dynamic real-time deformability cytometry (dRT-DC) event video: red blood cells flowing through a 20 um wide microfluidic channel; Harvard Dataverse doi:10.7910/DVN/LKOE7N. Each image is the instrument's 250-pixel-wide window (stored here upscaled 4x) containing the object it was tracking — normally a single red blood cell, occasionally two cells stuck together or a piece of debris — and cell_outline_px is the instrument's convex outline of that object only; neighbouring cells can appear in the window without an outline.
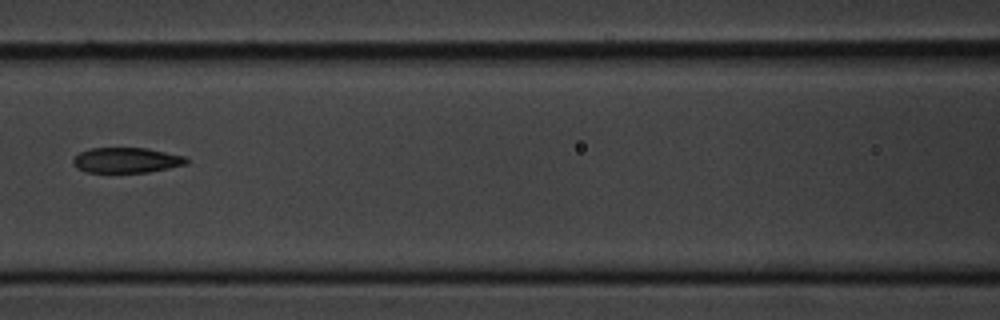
{"species": "common noctule bat (a hibernating species)", "species_latin": "Nyctalus noctula", "temperature_condition": "cold", "stored_images_in_passage": 9, "camera_frame_rate_fps": 3000, "um_per_image_px": 0.085, "animal": {"sex": "male", "body_mass_g": 20.1, "forearm_length_mm": 53.5}, "frame": {"image": 1, "passage_image": 6, "time_ms": 6.0, "image_size_px": [1000, 320], "cell_outline_px": [[188, 164], [148, 172], [84, 172], [76, 168], [72, 164], [72, 160], [80, 152], [88, 148], [148, 148], [184, 156], [188, 160]], "centroid_in_image_um": [10.72, 13.61], "position_along_channel_um": 155.9, "area_um2": 16.76}}
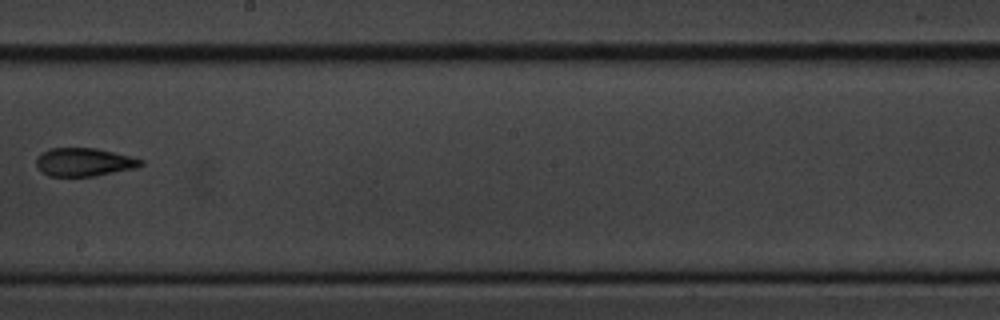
{"frame": {"image": 2, "passage_image": 8, "time_ms": 8.333, "image_size_px": [1000, 320], "cell_outline_px": [[144, 164], [136, 168], [92, 176], [48, 176], [40, 172], [36, 164], [36, 156], [40, 152], [48, 148], [96, 148], [144, 160]], "centroid_in_image_um": [7.08, 13.77], "position_along_channel_um": 241.1, "area_um2": 17.28}}
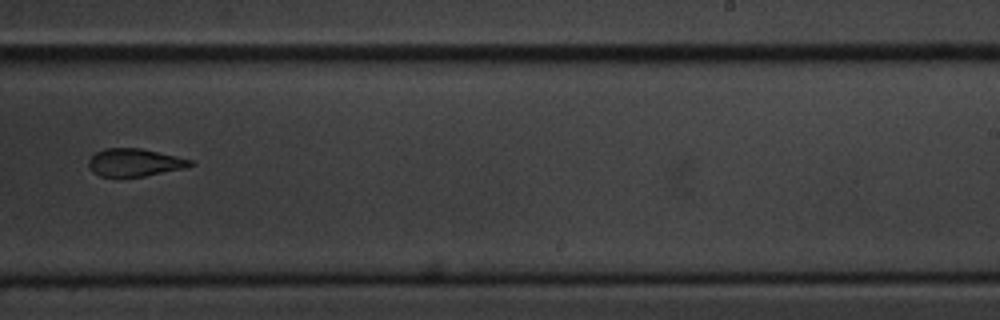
{"frame": {"image": 3, "passage_image": 9, "time_ms": 9.333, "image_size_px": [1000, 320], "cell_outline_px": [[196, 164], [184, 168], [144, 176], [100, 176], [92, 172], [88, 168], [88, 160], [96, 152], [104, 148], [140, 148], [176, 156], [192, 160]], "centroid_in_image_um": [11.42, 13.8], "position_along_channel_um": 277.6, "area_um2": 16.36}}